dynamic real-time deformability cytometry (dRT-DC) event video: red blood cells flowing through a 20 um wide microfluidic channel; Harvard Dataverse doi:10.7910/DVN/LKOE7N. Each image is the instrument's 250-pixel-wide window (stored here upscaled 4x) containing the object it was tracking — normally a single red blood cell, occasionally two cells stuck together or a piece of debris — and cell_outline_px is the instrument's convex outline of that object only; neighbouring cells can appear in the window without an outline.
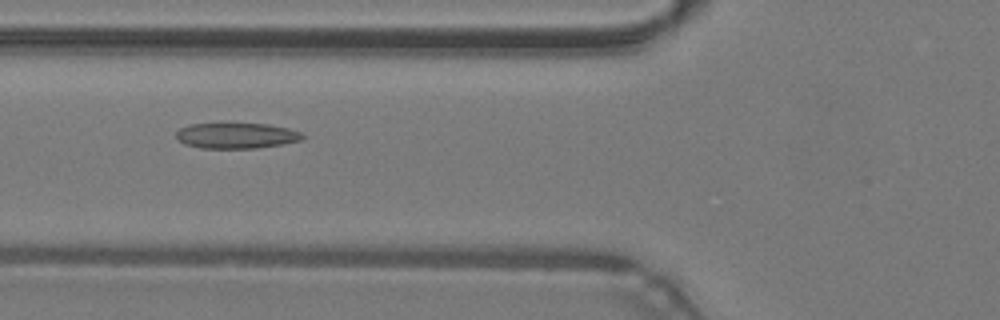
{"species": "common noctule bat (a hibernating species)", "species_latin": "Nyctalus noctula", "temperature_condition": "warm", "stored_images_in_passage": 22, "camera_frame_rate_fps": 3000, "um_per_image_px": 0.085, "animal": {"sex": "male", "body_mass_g": 19.2, "forearm_length_mm": 51.8}, "frame": {"image": 1, "passage_image": 4, "time_ms": 1.0, "image_size_px": [1000, 320], "cell_outline_px": [[304, 136], [300, 140], [284, 144], [256, 148], [200, 148], [184, 144], [176, 136], [176, 132], [180, 128], [188, 124], [268, 124], [288, 128], [300, 132]], "centroid_in_image_um": [20.08, 11.53], "position_along_channel_um": 105.7, "area_um2": 18.73}}
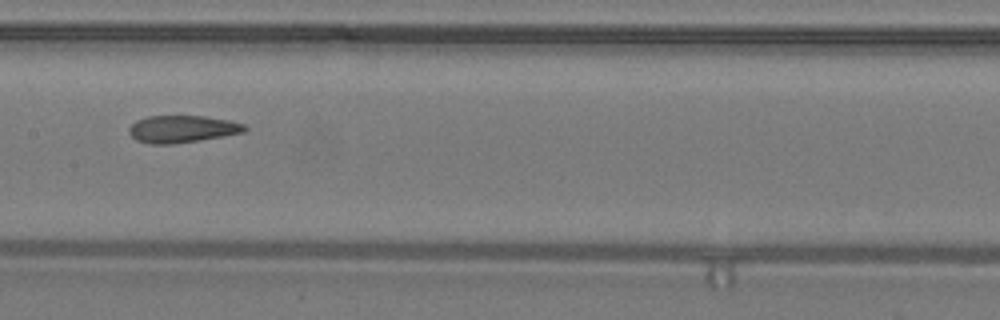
{"frame": {"image": 2, "passage_image": 10, "time_ms": 3.0, "image_size_px": [1000, 320], "cell_outline_px": [[248, 128], [244, 132], [224, 136], [172, 144], [152, 144], [136, 140], [128, 132], [128, 128], [136, 120], [148, 116], [204, 116], [228, 120], [244, 124]], "centroid_in_image_um": [15.47, 10.96], "position_along_channel_um": 191.9, "area_um2": 18.26}}
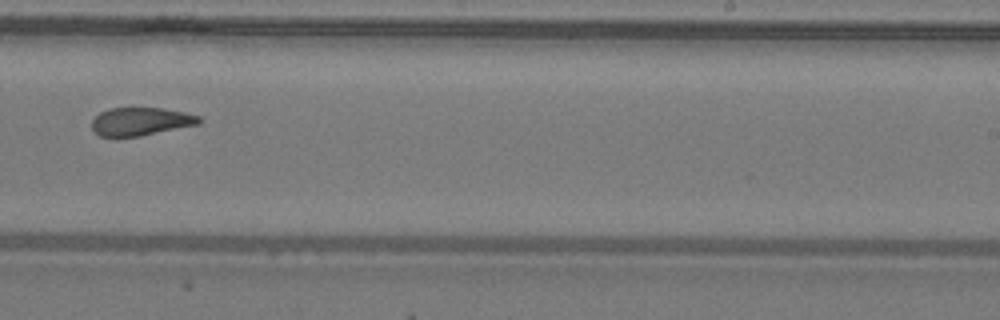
{"frame": {"image": 3, "passage_image": 16, "time_ms": 5.0, "image_size_px": [1000, 320], "cell_outline_px": [[200, 124], [140, 136], [100, 136], [92, 128], [92, 120], [100, 112], [108, 108], [164, 108], [184, 112], [200, 116]], "centroid_in_image_um": [11.97, 10.31], "position_along_channel_um": 277.0, "area_um2": 17.46}}